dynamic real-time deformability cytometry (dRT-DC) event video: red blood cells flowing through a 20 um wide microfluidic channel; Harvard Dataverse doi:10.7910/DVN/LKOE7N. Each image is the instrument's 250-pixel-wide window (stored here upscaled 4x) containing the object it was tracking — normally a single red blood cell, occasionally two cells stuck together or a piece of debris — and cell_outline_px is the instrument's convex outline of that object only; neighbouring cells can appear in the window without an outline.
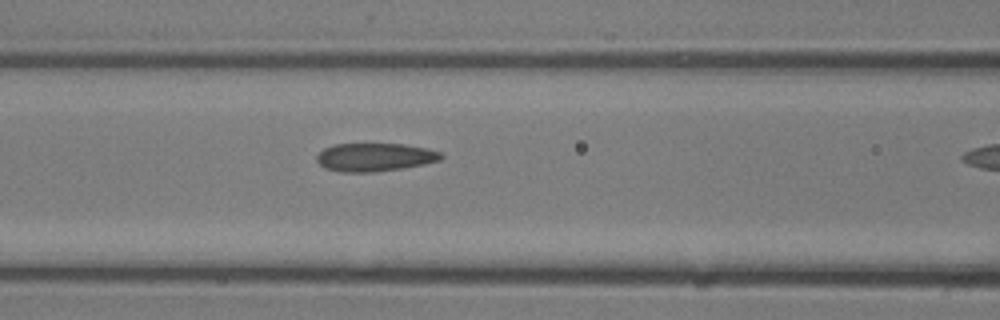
{"species": "common noctule bat (a hibernating species)", "species_latin": "Nyctalus noctula", "temperature_condition": "room temperature", "stored_images_in_passage": 7, "camera_frame_rate_fps": 3000, "um_per_image_px": 0.085, "animal": {"sex": "male", "body_mass_g": 13.3}, "frame": {"image": 1, "passage_image": 6, "time_ms": 1.667, "image_size_px": [1000, 320], "cell_outline_px": [[444, 156], [440, 160], [424, 164], [400, 168], [372, 172], [340, 172], [324, 168], [316, 160], [316, 156], [324, 148], [336, 144], [404, 144], [428, 148], [440, 152]], "centroid_in_image_um": [31.85, 13.36], "position_along_channel_um": 134.8, "area_um2": 20.4}}